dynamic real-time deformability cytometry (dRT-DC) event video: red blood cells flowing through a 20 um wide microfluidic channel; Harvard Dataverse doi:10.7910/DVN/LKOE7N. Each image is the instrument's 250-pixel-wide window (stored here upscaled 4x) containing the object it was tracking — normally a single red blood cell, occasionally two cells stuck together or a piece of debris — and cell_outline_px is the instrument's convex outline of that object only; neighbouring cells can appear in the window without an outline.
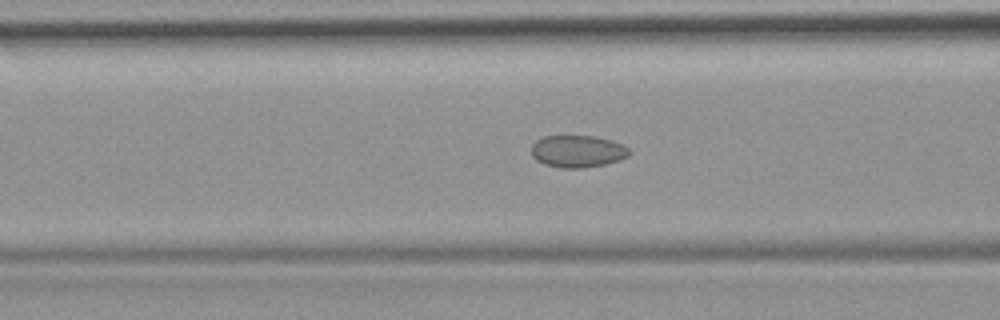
{"species": "common noctule bat (a hibernating species)", "species_latin": "Nyctalus noctula", "temperature_condition": "room temperature", "stored_images_in_passage": 37, "camera_frame_rate_fps": 3000, "um_per_image_px": 0.085, "animal": {"sex": "female", "body_mass_g": 19.9}, "frame": {"image": 1, "passage_image": 14, "time_ms": 4.333, "image_size_px": [1000, 320], "cell_outline_px": [[628, 156], [620, 160], [604, 164], [584, 168], [560, 168], [544, 164], [536, 160], [532, 156], [532, 144], [536, 140], [544, 136], [596, 136], [620, 144], [628, 148]], "centroid_in_image_um": [49.05, 12.87], "position_along_channel_um": 117.6, "area_um2": 18.21}}
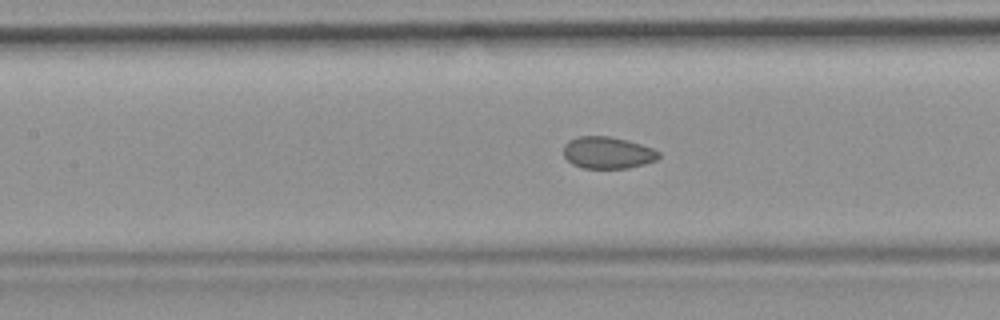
{"frame": {"image": 2, "passage_image": 17, "time_ms": 5.333, "image_size_px": [1000, 320], "cell_outline_px": [[660, 156], [656, 160], [644, 164], [628, 168], [580, 168], [572, 164], [564, 156], [564, 144], [568, 140], [580, 136], [608, 136], [628, 140], [652, 148], [660, 152]], "centroid_in_image_um": [51.64, 12.98], "position_along_channel_um": 155.8, "area_um2": 17.74}}
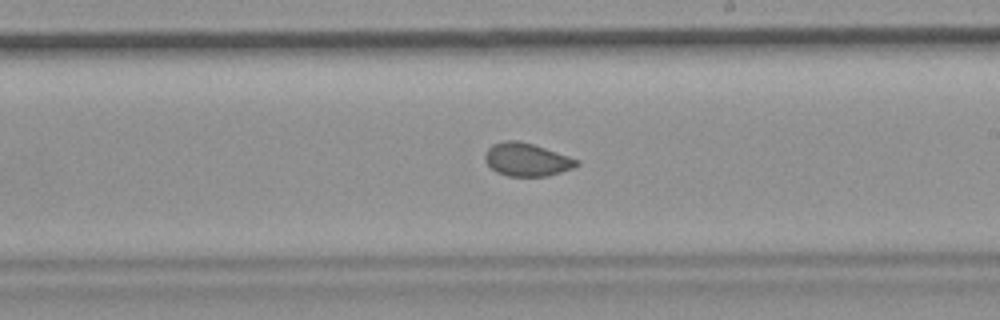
{"frame": {"image": 3, "passage_image": 24, "time_ms": 7.667, "image_size_px": [1000, 320], "cell_outline_px": [[580, 164], [572, 168], [548, 176], [508, 176], [496, 172], [484, 160], [484, 156], [488, 148], [492, 144], [504, 140], [516, 140], [532, 144], [580, 160]], "centroid_in_image_um": [44.76, 13.56], "position_along_channel_um": 244.2, "area_um2": 17.57}}